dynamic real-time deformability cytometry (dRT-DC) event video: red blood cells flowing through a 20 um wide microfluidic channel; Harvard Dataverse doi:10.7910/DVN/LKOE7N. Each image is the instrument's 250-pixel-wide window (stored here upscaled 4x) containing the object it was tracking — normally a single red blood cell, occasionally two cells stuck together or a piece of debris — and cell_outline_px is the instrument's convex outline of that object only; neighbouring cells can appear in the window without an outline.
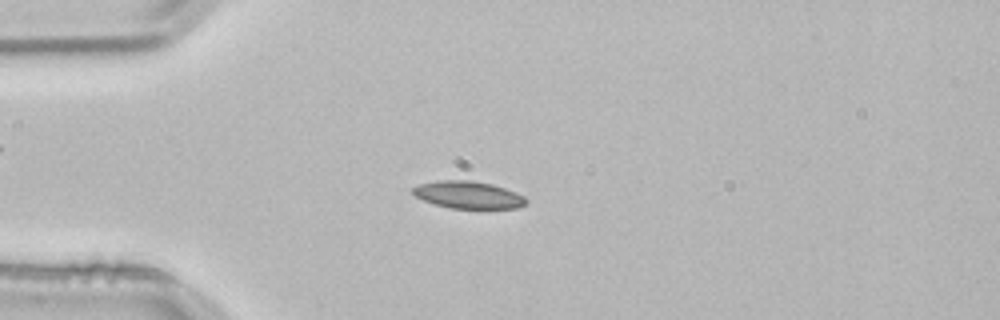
{"species": "common noctule bat (a hibernating species)", "species_latin": "Nyctalus noctula", "temperature_condition": "room temperature", "stored_images_in_passage": 52, "camera_frame_rate_fps": 3000, "um_per_image_px": 0.085, "animal": {"sex": "male", "body_mass_g": 21.5, "forearm_length_mm": 52.0}, "frame": {"image": 1, "passage_image": 13, "time_ms": 4.0, "image_size_px": [1000, 320], "cell_outline_px": [[528, 200], [524, 204], [516, 208], [448, 208], [424, 200], [416, 196], [412, 192], [412, 188], [420, 184], [436, 180], [472, 180], [492, 184], [516, 192], [524, 196]], "centroid_in_image_um": [39.8, 16.55], "position_along_channel_um": 45.2, "area_um2": 17.92}}
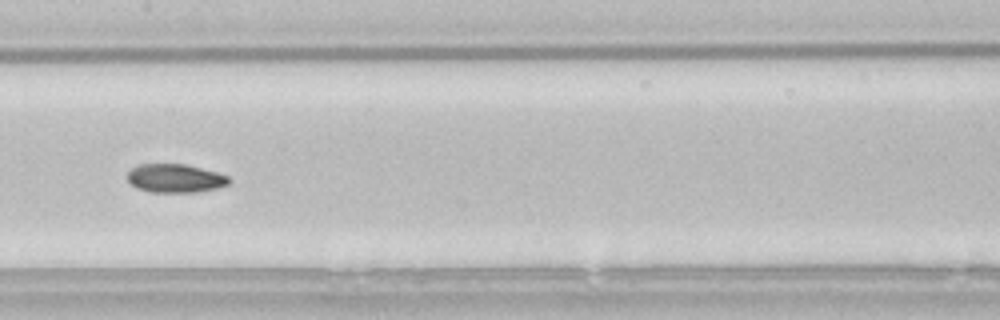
{"frame": {"image": 2, "passage_image": 26, "time_ms": 8.333, "image_size_px": [1000, 320], "cell_outline_px": [[232, 180], [228, 184], [216, 188], [196, 192], [152, 192], [136, 188], [128, 180], [128, 172], [132, 168], [140, 164], [188, 164], [216, 172], [228, 176]], "centroid_in_image_um": [14.91, 15.15], "position_along_channel_um": 192.5, "area_um2": 16.88}}
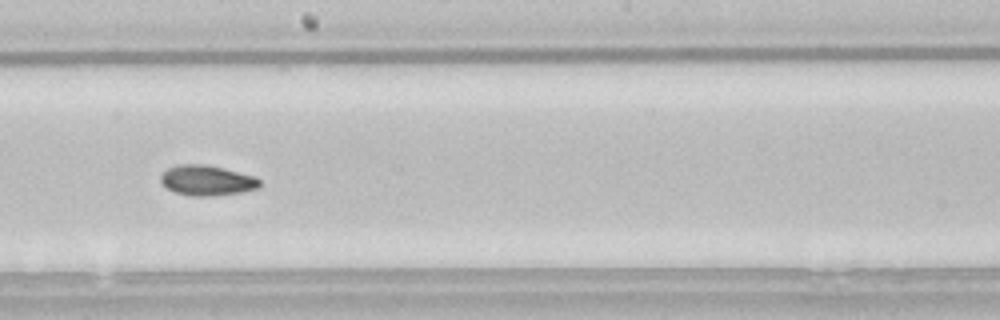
{"frame": {"image": 3, "passage_image": 29, "time_ms": 9.333, "image_size_px": [1000, 320], "cell_outline_px": [[260, 188], [240, 192], [212, 196], [192, 196], [176, 192], [168, 188], [160, 180], [160, 176], [168, 168], [176, 164], [204, 164], [224, 168], [256, 176], [260, 180]], "centroid_in_image_um": [17.62, 15.32], "position_along_channel_um": 230.6, "area_um2": 17.46}, "authors_computed_cell_mechanics": {"area_um2": 17.2533, "velocity_mm_per_s": 3.8141, "shape_relaxation_time_tau1_ms": null, "shape_relaxation_time_tau2_ms": 4.0228, "deformation_change_tau1": null, "deformation_change_tau2": 0.0814}}